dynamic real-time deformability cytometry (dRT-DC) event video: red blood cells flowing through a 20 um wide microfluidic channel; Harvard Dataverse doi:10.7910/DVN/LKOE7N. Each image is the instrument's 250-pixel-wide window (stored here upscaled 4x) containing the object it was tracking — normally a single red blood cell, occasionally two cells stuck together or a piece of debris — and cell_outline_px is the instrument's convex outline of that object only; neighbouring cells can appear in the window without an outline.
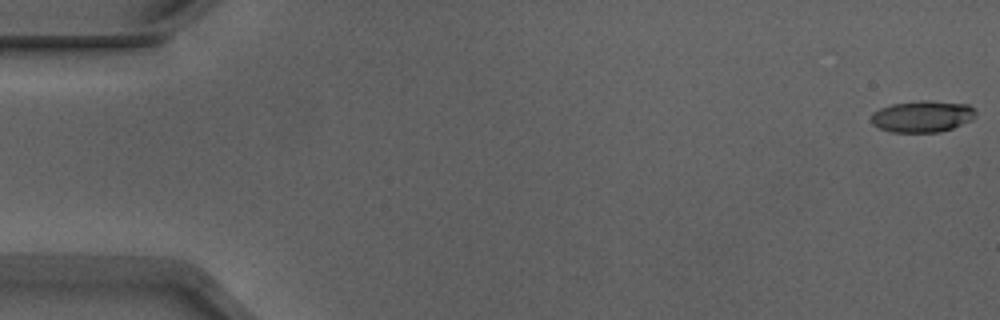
{"species": "Egyptian fruit bat (a non-hibernating species)", "species_latin": "Rousettus aegyptiacus", "temperature_condition": "warm", "stored_images_in_passage": 6, "camera_frame_rate_fps": 3000, "um_per_image_px": 0.085, "animal": {"sex": "male"}, "frame": {"image": 1, "passage_image": 1, "time_ms": 0.0, "image_size_px": [1000, 320], "cell_outline_px": [[976, 116], [972, 120], [952, 128], [940, 132], [892, 132], [880, 128], [872, 124], [872, 112], [880, 108], [892, 104], [920, 100], [928, 100], [968, 104], [976, 112]], "centroid_in_image_um": [78.41, 9.89], "position_along_channel_um": 6.6, "area_um2": 19.25}}